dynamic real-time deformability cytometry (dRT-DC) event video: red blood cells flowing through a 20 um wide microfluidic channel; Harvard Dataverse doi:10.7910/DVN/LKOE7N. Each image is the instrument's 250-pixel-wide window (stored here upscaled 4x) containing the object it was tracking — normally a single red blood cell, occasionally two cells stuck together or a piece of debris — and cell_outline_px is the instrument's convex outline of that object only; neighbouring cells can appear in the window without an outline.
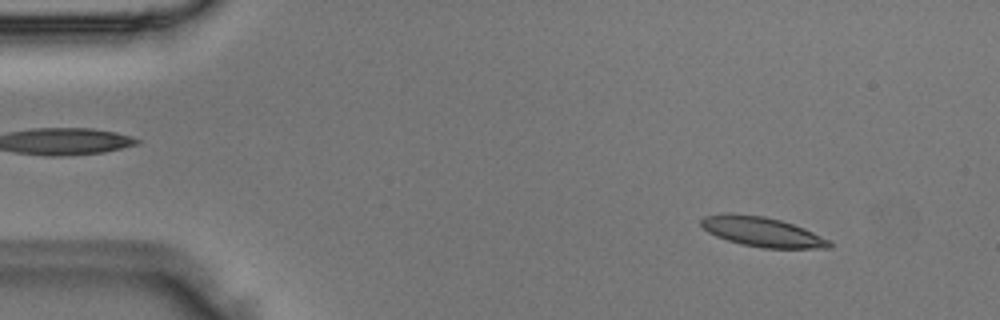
{"species": "Egyptian fruit bat (a non-hibernating species)", "species_latin": "Rousettus aegyptiacus", "temperature_condition": "room temperature", "stored_images_in_passage": 3, "camera_frame_rate_fps": 3000, "um_per_image_px": 0.085, "animal": {"sex": "male"}, "frame": {"image": 1, "passage_image": 1, "time_ms": 0.0, "image_size_px": [1000, 320], "cell_outline_px": [[832, 248], [760, 248], [740, 244], [716, 236], [708, 232], [700, 224], [700, 220], [704, 216], [724, 212], [732, 212], [764, 216], [780, 220], [804, 228], [832, 240]], "centroid_in_image_um": [64.77, 19.69], "position_along_channel_um": 20.2, "area_um2": 22.54}}